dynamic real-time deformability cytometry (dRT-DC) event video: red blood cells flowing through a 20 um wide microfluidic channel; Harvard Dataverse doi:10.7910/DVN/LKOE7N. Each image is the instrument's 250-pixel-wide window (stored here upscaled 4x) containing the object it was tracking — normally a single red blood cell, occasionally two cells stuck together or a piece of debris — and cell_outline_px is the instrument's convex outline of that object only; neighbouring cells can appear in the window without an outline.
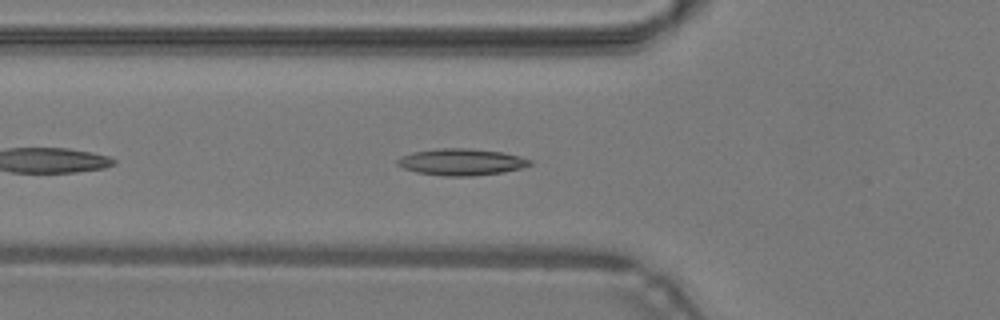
{"species": "common noctule bat (a hibernating species)", "species_latin": "Nyctalus noctula", "temperature_condition": "warm", "stored_images_in_passage": 32, "camera_frame_rate_fps": 3000, "um_per_image_px": 0.085, "animal": {"sex": "male", "body_mass_g": 19.2, "forearm_length_mm": 51.8}, "frame": {"image": 1, "passage_image": 6, "time_ms": 1.667, "image_size_px": [1000, 320], "cell_outline_px": [[532, 164], [524, 168], [504, 172], [472, 176], [444, 176], [416, 172], [404, 168], [396, 164], [396, 160], [400, 156], [412, 152], [436, 148], [468, 148], [500, 152], [520, 156], [532, 160]], "centroid_in_image_um": [39.21, 13.77], "position_along_channel_um": 86.6, "area_um2": 20.75}}
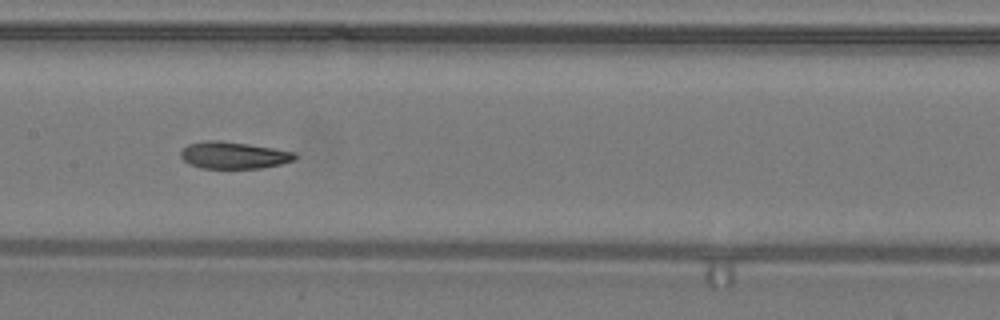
{"frame": {"image": 2, "passage_image": 13, "time_ms": 4.0, "image_size_px": [1000, 320], "cell_outline_px": [[296, 160], [280, 164], [260, 168], [200, 168], [188, 164], [180, 156], [180, 152], [188, 144], [208, 140], [220, 140], [248, 144], [296, 152]], "centroid_in_image_um": [19.85, 13.2], "position_along_channel_um": 187.6, "area_um2": 17.92}}
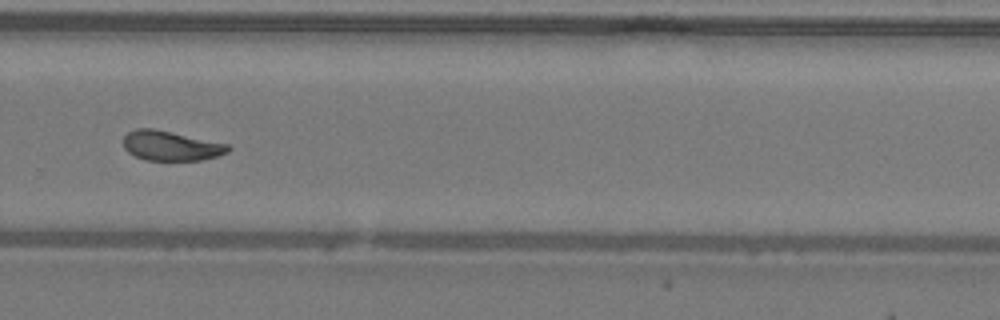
{"frame": {"image": 3, "passage_image": 22, "time_ms": 7.0, "image_size_px": [1000, 320], "cell_outline_px": [[232, 148], [228, 152], [216, 156], [200, 160], [144, 160], [128, 152], [124, 148], [124, 136], [128, 132], [136, 128], [152, 128], [228, 144]], "centroid_in_image_um": [14.51, 12.39], "position_along_channel_um": 315.3, "area_um2": 17.98}, "authors_computed_cell_mechanics": {"area_um2": 18.2937, "velocity_mm_per_s": 4.2881, "shape_relaxation_time_tau1_ms": 6.2037, "shape_relaxation_time_tau2_ms": 1.7735, "deformation_change_tau1": 0.1784, "deformation_change_tau2": 0.0735}}